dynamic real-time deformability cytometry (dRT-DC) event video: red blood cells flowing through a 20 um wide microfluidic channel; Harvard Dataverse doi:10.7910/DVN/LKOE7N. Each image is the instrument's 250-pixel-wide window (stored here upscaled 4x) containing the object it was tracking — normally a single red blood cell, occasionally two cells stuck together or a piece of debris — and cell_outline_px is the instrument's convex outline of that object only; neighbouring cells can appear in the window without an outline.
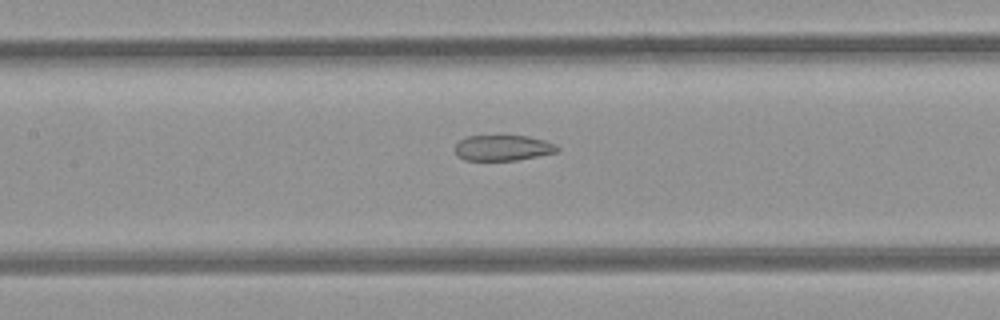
{"species": "common noctule bat (a hibernating species)", "species_latin": "Nyctalus noctula", "temperature_condition": "room temperature", "stored_images_in_passage": 33, "camera_frame_rate_fps": 3000, "um_per_image_px": 0.085, "animal": {"sex": "female", "body_mass_g": 21.9}, "frame": {"image": 1, "passage_image": 15, "time_ms": 4.667, "image_size_px": [1000, 320], "cell_outline_px": [[560, 148], [556, 152], [516, 160], [464, 160], [456, 156], [456, 144], [460, 140], [468, 136], [528, 136], [544, 140], [556, 144]], "centroid_in_image_um": [42.74, 12.57], "position_along_channel_um": 164.7, "area_um2": 15.14}}
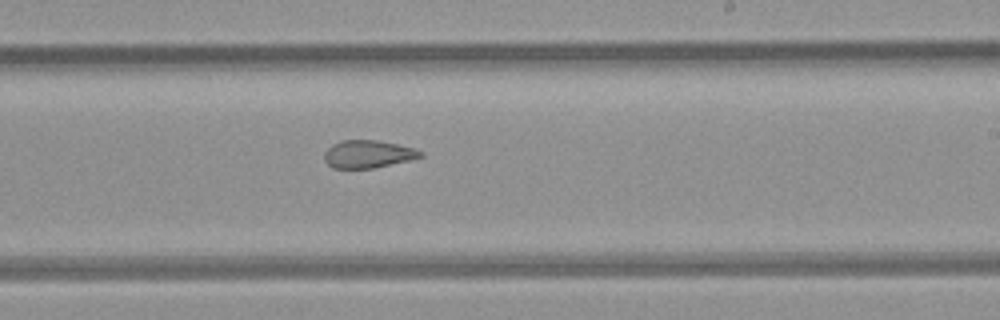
{"frame": {"image": 2, "passage_image": 22, "time_ms": 7.0, "image_size_px": [1000, 320], "cell_outline_px": [[424, 156], [408, 160], [372, 168], [332, 168], [324, 160], [324, 152], [332, 144], [340, 140], [376, 140], [416, 148], [424, 152]], "centroid_in_image_um": [31.27, 13.09], "position_along_channel_um": 257.7, "area_um2": 15.49}}
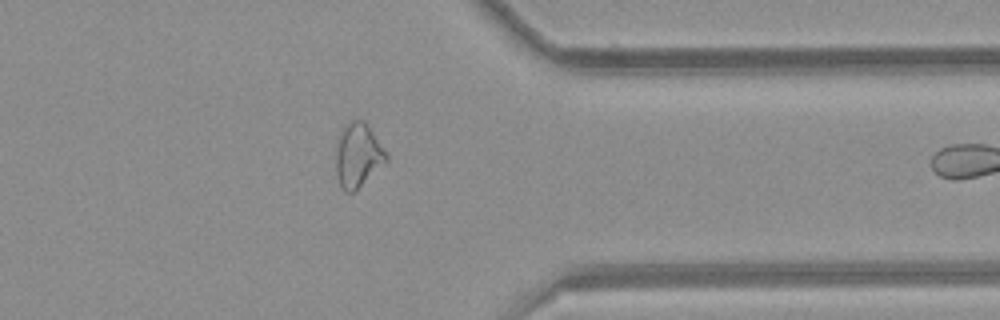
{"frame": {"image": 3, "passage_image": 32, "time_ms": 10.333, "image_size_px": [1000, 320], "cell_outline_px": [[388, 160], [352, 192], [344, 192], [340, 184], [336, 172], [336, 148], [340, 132], [344, 124], [348, 120], [364, 120], [388, 156]], "centroid_in_image_um": [30.39, 13.16], "position_along_channel_um": 381.0, "area_um2": 18.38}}